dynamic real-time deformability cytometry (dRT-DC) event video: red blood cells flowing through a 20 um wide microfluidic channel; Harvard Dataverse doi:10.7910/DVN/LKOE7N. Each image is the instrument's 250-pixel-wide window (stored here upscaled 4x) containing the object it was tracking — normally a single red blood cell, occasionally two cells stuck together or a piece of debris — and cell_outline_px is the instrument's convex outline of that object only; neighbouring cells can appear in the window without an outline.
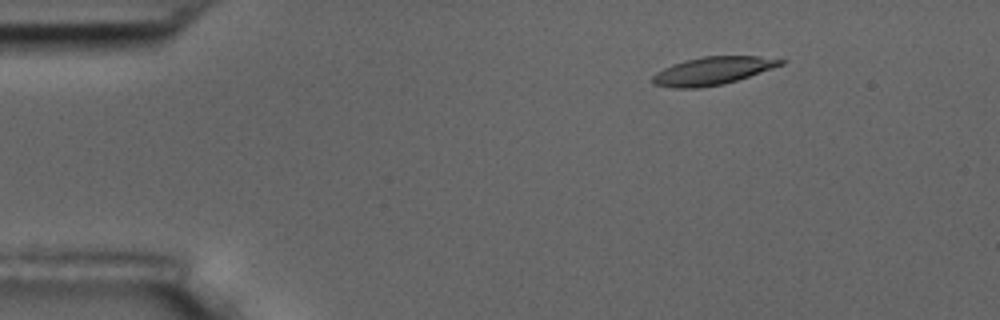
{"species": "common noctule bat (a hibernating species)", "species_latin": "Nyctalus noctula", "temperature_condition": "room temperature", "stored_images_in_passage": 13, "camera_frame_rate_fps": 3000, "um_per_image_px": 0.085, "animal": {"sex": "male", "body_mass_g": 17.5, "forearm_length_mm": 52.3}, "frame": {"image": 1, "passage_image": 3, "time_ms": 2.0, "image_size_px": [1000, 320], "cell_outline_px": [[788, 60], [784, 64], [724, 84], [696, 88], [672, 88], [652, 84], [652, 76], [656, 72], [672, 64], [684, 60], [704, 56], [756, 56]], "centroid_in_image_um": [60.54, 6.02], "position_along_channel_um": 24.5, "area_um2": 20.75}}
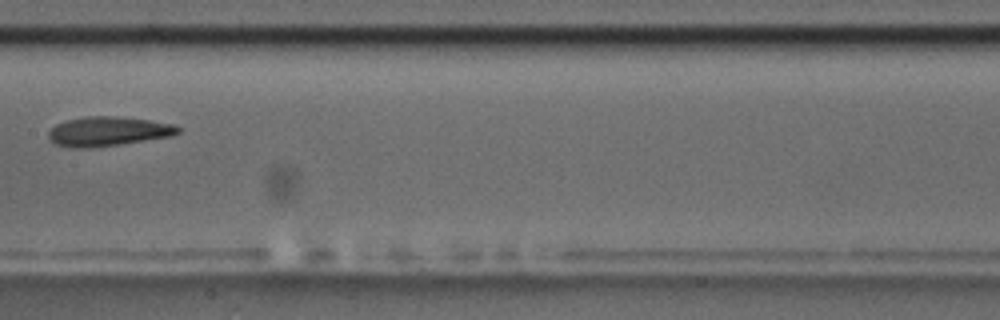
{"frame": {"image": 2, "passage_image": 8, "time_ms": 9.0, "image_size_px": [1000, 320], "cell_outline_px": [[180, 132], [172, 136], [88, 148], [68, 148], [56, 144], [48, 140], [48, 132], [56, 124], [68, 120], [84, 116], [112, 116], [148, 120], [172, 124], [180, 128]], "centroid_in_image_um": [9.13, 11.17], "position_along_channel_um": 198.3, "area_um2": 21.96}}
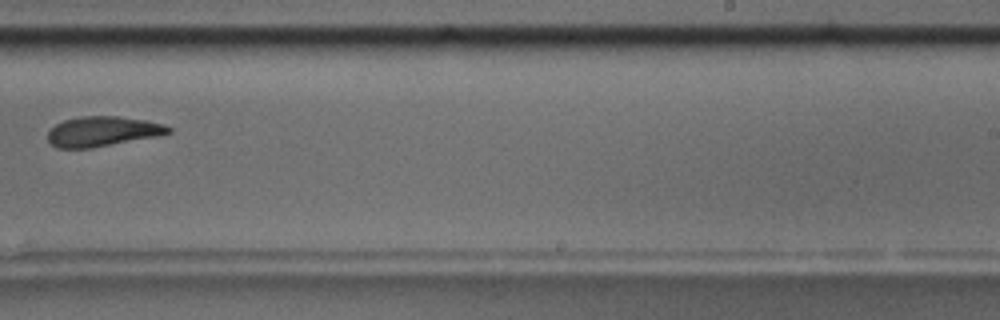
{"frame": {"image": 3, "passage_image": 10, "time_ms": 11.333, "image_size_px": [1000, 320], "cell_outline_px": [[172, 132], [156, 136], [92, 148], [56, 148], [48, 140], [48, 132], [56, 124], [64, 120], [80, 116], [120, 116], [144, 120], [164, 124], [172, 128]], "centroid_in_image_um": [8.71, 11.16], "position_along_channel_um": 280.3, "area_um2": 20.98}, "authors_computed_cell_mechanics": {"area_um2": 21.6172, "velocity_mm_per_s": 3.5224, "shape_relaxation_time_tau1_ms": 3.229, "shape_relaxation_time_tau2_ms": null, "deformation_change_tau1": 0.1362, "deformation_change_tau2": null}}